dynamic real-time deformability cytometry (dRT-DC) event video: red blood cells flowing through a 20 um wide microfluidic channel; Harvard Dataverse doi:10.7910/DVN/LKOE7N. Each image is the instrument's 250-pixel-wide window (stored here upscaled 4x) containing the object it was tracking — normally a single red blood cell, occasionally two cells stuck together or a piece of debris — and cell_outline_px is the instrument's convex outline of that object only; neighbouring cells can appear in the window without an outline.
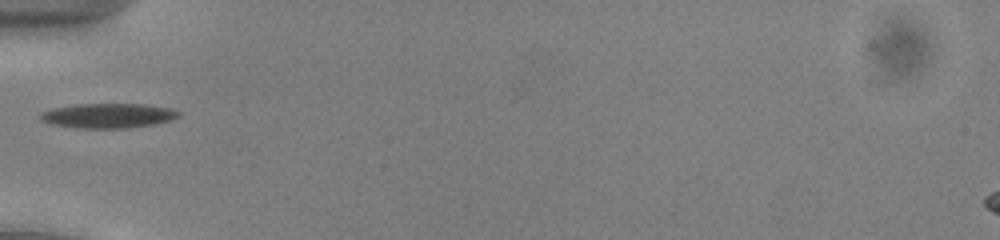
{"species": "common noctule bat (a hibernating species)", "species_latin": "Nyctalus noctula", "temperature_condition": "cold", "stored_images_in_passage": 33, "camera_frame_rate_fps": 3000, "um_per_image_px": 0.085, "animal": {"sex": "male", "body_mass_g": 13.0, "forearm_length_mm": 53.1}, "frame": {"image": 1, "passage_image": 1, "time_ms": 0.0, "image_size_px": [1000, 240], "cell_outline_px": [[180, 116], [172, 120], [152, 124], [128, 128], [76, 128], [52, 124], [40, 120], [36, 116], [40, 112], [52, 108], [76, 104], [144, 104], [172, 108], [180, 112]], "centroid_in_image_um": [9.15, 9.83], "position_along_channel_um": 75.8, "area_um2": 20.11}}
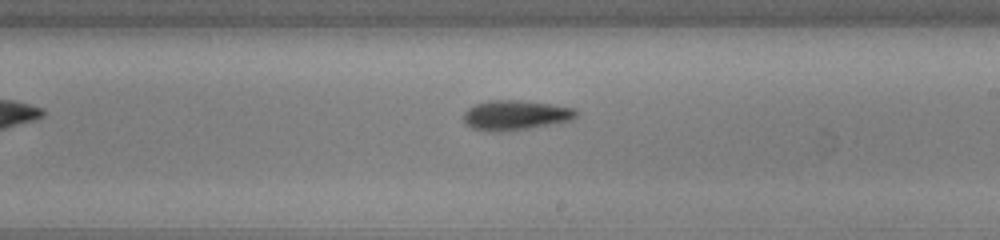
{"frame": {"image": 2, "passage_image": 14, "time_ms": 4.333, "image_size_px": [1000, 240], "cell_outline_px": [[580, 112], [572, 120], [528, 128], [500, 132], [496, 132], [472, 128], [464, 120], [464, 112], [468, 108], [476, 104], [488, 100], [520, 100], [552, 104], [572, 108]], "centroid_in_image_um": [43.82, 9.78], "position_along_channel_um": 245.2, "area_um2": 19.42}}
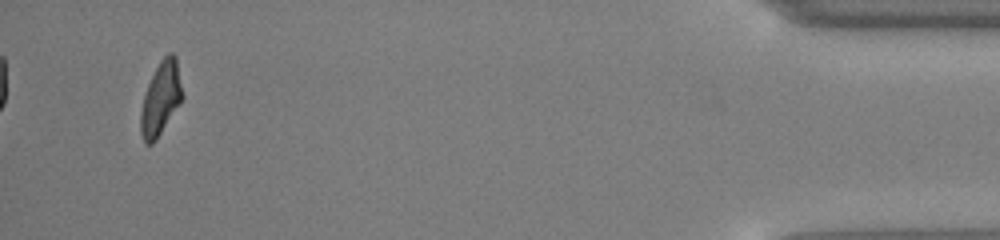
{"frame": {"image": 3, "passage_image": 33, "time_ms": 10.667, "image_size_px": [1000, 240], "cell_outline_px": [[184, 96], [180, 104], [156, 140], [152, 144], [144, 144], [140, 132], [140, 112], [144, 96], [148, 84], [160, 60], [168, 52], [172, 52], [176, 56]], "centroid_in_image_um": [13.67, 8.38], "position_along_channel_um": 421.5, "area_um2": 17.92}, "authors_computed_cell_mechanics": {"area_um2": 18.9006, "velocity_mm_per_s": 3.9143, "shape_relaxation_time_tau1_ms": 3.156, "shape_relaxation_time_tau2_ms": 6.3304, "deformation_change_tau1": 0.1283, "deformation_change_tau2": 0.1578}}